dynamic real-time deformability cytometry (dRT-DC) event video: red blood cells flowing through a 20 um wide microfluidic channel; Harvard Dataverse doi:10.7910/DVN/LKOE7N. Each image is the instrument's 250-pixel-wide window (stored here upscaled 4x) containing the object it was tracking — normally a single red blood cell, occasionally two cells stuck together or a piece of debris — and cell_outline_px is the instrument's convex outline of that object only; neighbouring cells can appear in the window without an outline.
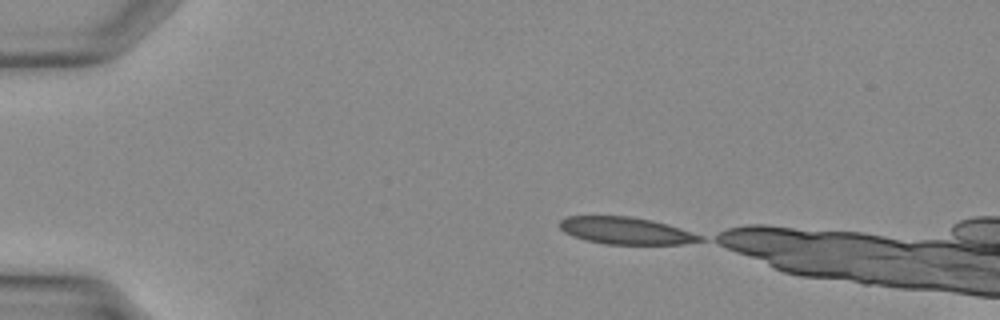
{"species": "Egyptian fruit bat (a non-hibernating species)", "species_latin": "Rousettus aegyptiacus", "temperature_condition": "warm", "stored_images_in_passage": 4, "camera_frame_rate_fps": 3000, "um_per_image_px": 0.085, "animal": {"sex": "female"}, "frame": {"image": 1, "passage_image": 1, "time_ms": 0.0, "image_size_px": [1000, 320], "cell_outline_px": [[704, 240], [680, 244], [604, 244], [584, 240], [572, 236], [564, 232], [560, 228], [560, 220], [568, 216], [628, 216], [652, 220], [704, 236]], "centroid_in_image_um": [53.16, 19.61], "position_along_channel_um": 31.8, "area_um2": 22.02}}